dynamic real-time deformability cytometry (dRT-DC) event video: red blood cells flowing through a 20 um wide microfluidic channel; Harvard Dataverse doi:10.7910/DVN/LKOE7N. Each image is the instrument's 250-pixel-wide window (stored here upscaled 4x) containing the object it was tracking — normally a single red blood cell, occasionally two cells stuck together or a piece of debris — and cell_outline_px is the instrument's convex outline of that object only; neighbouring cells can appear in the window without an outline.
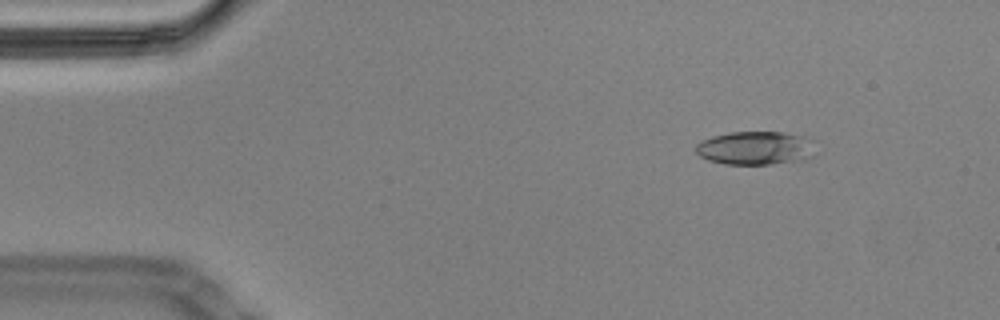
{"species": "Egyptian fruit bat (a non-hibernating species)", "species_latin": "Rousettus aegyptiacus", "temperature_condition": "cold", "stored_images_in_passage": 11, "camera_frame_rate_fps": 3000, "um_per_image_px": 0.085, "animal": {"sex": "male"}, "frame": {"image": 1, "passage_image": 1, "time_ms": 0.0, "image_size_px": [1000, 320], "cell_outline_px": [[812, 156], [804, 160], [772, 164], [724, 164], [708, 160], [700, 156], [696, 152], [696, 144], [712, 136], [732, 132], [784, 132], [800, 136], [808, 140]], "centroid_in_image_um": [64.13, 12.59], "position_along_channel_um": 20.9, "area_um2": 22.89}}